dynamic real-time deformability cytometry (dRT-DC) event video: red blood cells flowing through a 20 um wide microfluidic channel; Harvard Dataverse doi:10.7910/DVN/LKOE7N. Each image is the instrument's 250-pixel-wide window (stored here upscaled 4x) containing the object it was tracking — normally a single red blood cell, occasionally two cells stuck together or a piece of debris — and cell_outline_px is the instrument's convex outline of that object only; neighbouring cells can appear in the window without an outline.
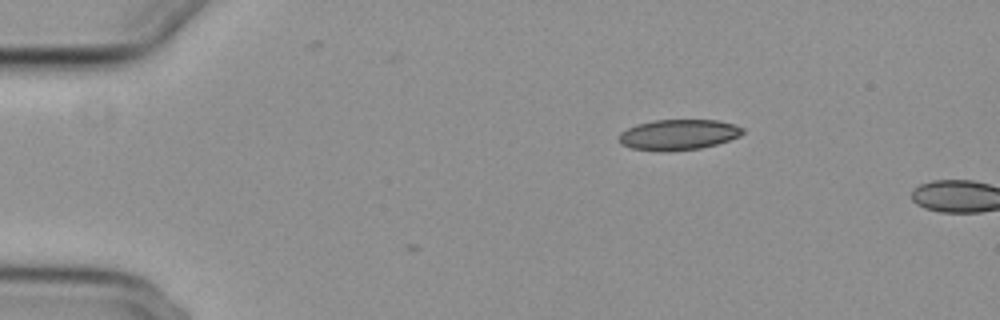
{"species": "common noctule bat (a hibernating species)", "species_latin": "Nyctalus noctula", "temperature_condition": "cold", "stored_images_in_passage": 3, "camera_frame_rate_fps": 3000, "um_per_image_px": 0.085, "animal": {"sex": "female", "body_mass_g": 29.2, "forearm_length_mm": 56.3}, "frame": {"image": 1, "passage_image": 1, "time_ms": 0.0, "image_size_px": [1000, 320], "cell_outline_px": [[744, 132], [740, 136], [716, 144], [700, 148], [668, 152], [660, 152], [628, 148], [620, 144], [620, 132], [636, 124], [652, 120], [716, 120], [732, 124], [744, 128]], "centroid_in_image_um": [57.62, 11.46], "position_along_channel_um": 27.4, "area_um2": 22.2}}